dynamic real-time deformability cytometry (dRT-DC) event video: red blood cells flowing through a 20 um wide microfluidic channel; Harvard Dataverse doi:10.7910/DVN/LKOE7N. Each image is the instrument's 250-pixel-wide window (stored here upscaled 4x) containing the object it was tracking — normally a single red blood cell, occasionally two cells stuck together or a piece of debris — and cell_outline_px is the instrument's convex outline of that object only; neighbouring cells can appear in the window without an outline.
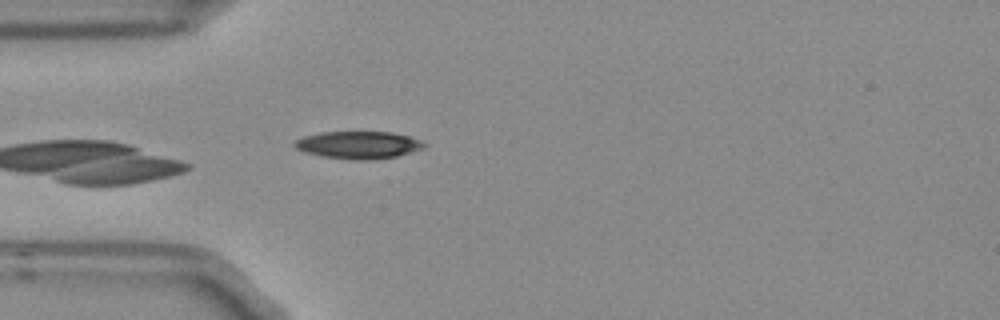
{"species": "Egyptian fruit bat (a non-hibernating species)", "species_latin": "Rousettus aegyptiacus", "temperature_condition": "room temperature", "stored_images_in_passage": 4, "camera_frame_rate_fps": 3000, "um_per_image_px": 0.085, "frame": {"image": 1, "passage_image": 4, "time_ms": 1.0, "image_size_px": [1000, 320], "cell_outline_px": [[428, 144], [424, 148], [396, 156], [360, 160], [356, 160], [320, 156], [304, 152], [296, 148], [292, 144], [296, 140], [304, 136], [320, 132], [392, 132], [408, 136], [420, 140]], "centroid_in_image_um": [30.44, 12.31], "position_along_channel_um": 54.6, "area_um2": 20.58}}